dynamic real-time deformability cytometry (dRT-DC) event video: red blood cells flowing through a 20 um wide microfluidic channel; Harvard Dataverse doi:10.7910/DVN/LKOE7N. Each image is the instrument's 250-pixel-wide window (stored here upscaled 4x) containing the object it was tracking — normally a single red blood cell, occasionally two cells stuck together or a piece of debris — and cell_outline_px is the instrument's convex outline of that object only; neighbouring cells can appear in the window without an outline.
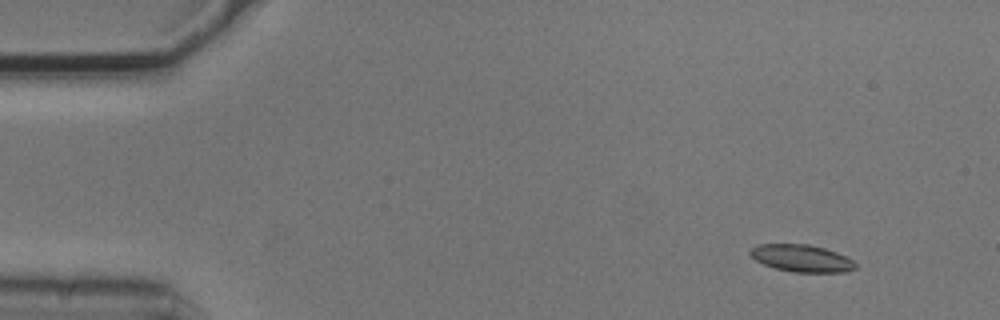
{"species": "common noctule bat (a hibernating species)", "species_latin": "Nyctalus noctula", "temperature_condition": "cold", "stored_images_in_passage": 6, "camera_frame_rate_fps": 3000, "um_per_image_px": 0.085, "animal": {"sex": "male", "body_mass_g": 20.5, "forearm_length_mm": 52.5}, "frame": {"image": 1, "passage_image": 1, "time_ms": 0.0, "image_size_px": [1000, 320], "cell_outline_px": [[856, 268], [844, 272], [792, 272], [776, 268], [764, 264], [756, 260], [748, 252], [752, 248], [760, 244], [808, 244], [824, 248], [836, 252], [852, 260], [856, 264]], "centroid_in_image_um": [68.14, 21.95], "position_along_channel_um": 16.9, "area_um2": 16.47}}
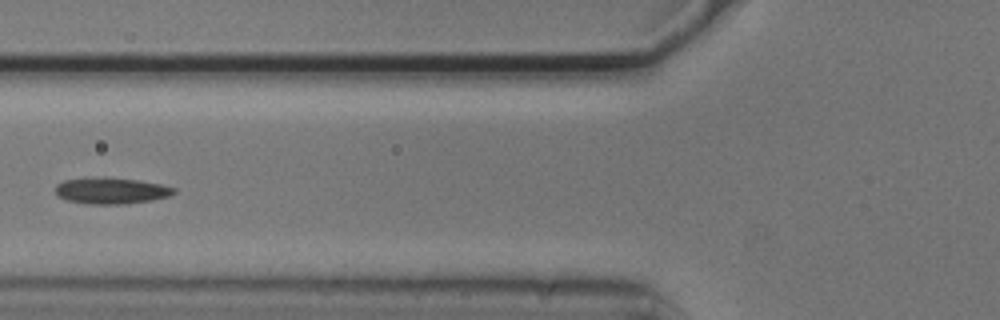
{"frame": {"image": 2, "passage_image": 5, "time_ms": 1.333, "image_size_px": [1000, 320], "cell_outline_px": [[176, 192], [168, 196], [152, 200], [124, 204], [88, 204], [68, 200], [56, 196], [56, 184], [64, 180], [84, 176], [104, 176], [140, 180], [160, 184], [176, 188]], "centroid_in_image_um": [9.41, 16.18], "position_along_channel_um": 116.4, "area_um2": 18.61}}